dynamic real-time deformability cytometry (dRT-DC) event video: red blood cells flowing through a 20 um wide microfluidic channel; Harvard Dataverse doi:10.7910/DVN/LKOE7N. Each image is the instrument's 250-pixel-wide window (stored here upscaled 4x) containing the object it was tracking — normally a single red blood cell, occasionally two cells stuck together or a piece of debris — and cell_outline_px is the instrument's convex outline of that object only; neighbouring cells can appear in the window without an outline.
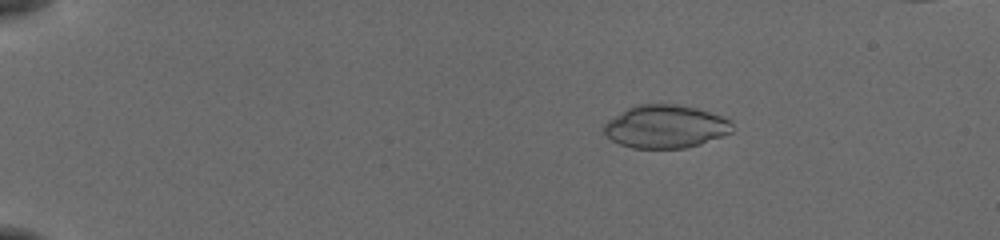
{"species": "common noctule bat (a hibernating species)", "species_latin": "Nyctalus noctula", "temperature_condition": "cold", "stored_images_in_passage": 53, "camera_frame_rate_fps": 3000, "um_per_image_px": 0.085, "animal": {"sex": "female", "body_mass_g": 19.5, "forearm_length_mm": 54.1}, "frame": {"image": 1, "passage_image": 9, "time_ms": 2.667, "image_size_px": [1000, 240], "cell_outline_px": [[732, 132], [700, 144], [684, 148], [632, 148], [620, 144], [612, 140], [604, 132], [604, 124], [608, 120], [628, 108], [636, 104], [676, 104], [696, 108], [720, 116], [728, 120], [732, 124]], "centroid_in_image_um": [56.55, 10.76], "position_along_channel_um": 28.5, "area_um2": 31.85}}
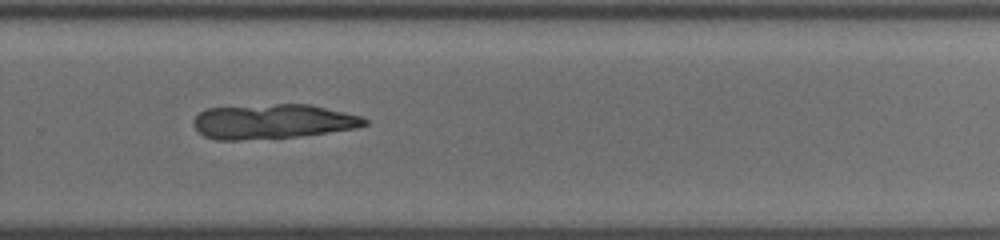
{"frame": {"image": 2, "passage_image": 38, "time_ms": 12.333, "image_size_px": [1000, 240], "cell_outline_px": [[368, 124], [356, 128], [300, 136], [240, 140], [216, 140], [204, 136], [192, 124], [192, 120], [200, 112], [208, 108], [276, 104], [308, 104], [344, 112], [360, 116], [368, 120]], "centroid_in_image_um": [23.16, 10.33], "position_along_channel_um": 306.6, "area_um2": 34.39}}
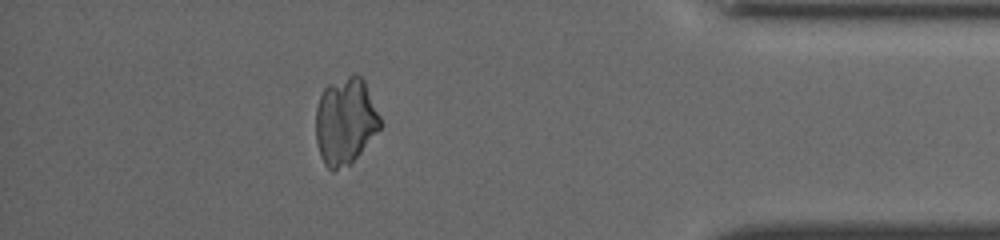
{"frame": {"image": 3, "passage_image": 48, "time_ms": 15.667, "image_size_px": [1000, 240], "cell_outline_px": [[380, 128], [352, 164], [332, 172], [324, 164], [320, 156], [316, 140], [316, 108], [320, 96], [324, 88], [328, 84], [356, 72], [364, 80], [380, 116]], "centroid_in_image_um": [29.34, 10.32], "position_along_channel_um": 405.9, "area_um2": 32.83}}